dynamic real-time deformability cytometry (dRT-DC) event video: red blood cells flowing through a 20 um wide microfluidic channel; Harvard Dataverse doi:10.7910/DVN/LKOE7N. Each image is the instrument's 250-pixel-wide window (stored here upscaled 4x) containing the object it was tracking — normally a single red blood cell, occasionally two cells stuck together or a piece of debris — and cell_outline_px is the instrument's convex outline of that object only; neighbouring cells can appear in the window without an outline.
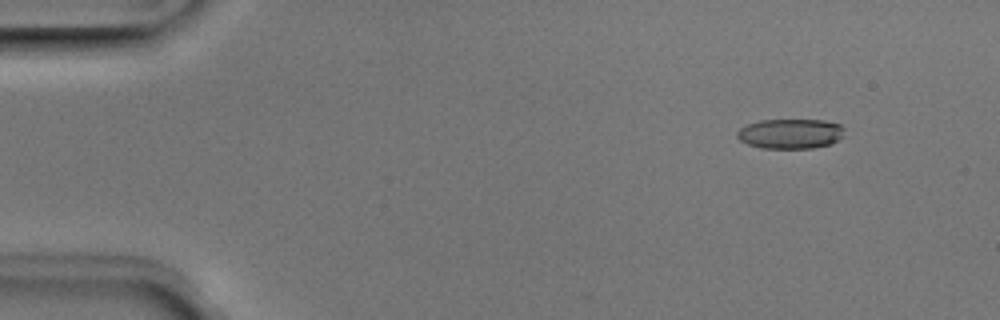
{"species": "Egyptian fruit bat (a non-hibernating species)", "species_latin": "Rousettus aegyptiacus", "temperature_condition": "room temperature", "stored_images_in_passage": 52, "camera_frame_rate_fps": 3000, "um_per_image_px": 0.085, "animal": {"sex": "male"}, "frame": {"image": 1, "passage_image": 6, "time_ms": 1.667, "image_size_px": [1000, 320], "cell_outline_px": [[844, 136], [832, 144], [812, 148], [760, 148], [748, 144], [740, 140], [736, 136], [736, 132], [740, 128], [748, 124], [760, 120], [824, 120], [840, 124], [844, 128]], "centroid_in_image_um": [67.2, 11.36], "position_along_channel_um": 17.8, "area_um2": 18.84}}
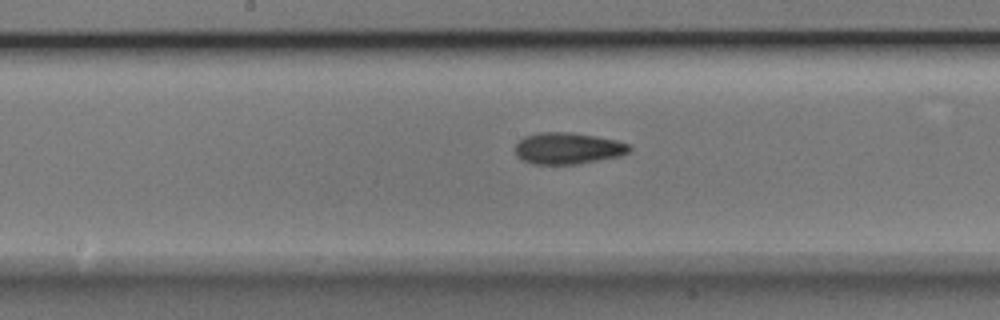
{"frame": {"image": 2, "passage_image": 27, "time_ms": 8.667, "image_size_px": [1000, 320], "cell_outline_px": [[632, 148], [628, 152], [620, 156], [576, 164], [532, 164], [516, 156], [516, 144], [524, 136], [540, 132], [572, 132], [596, 136], [616, 140], [628, 144]], "centroid_in_image_um": [48.26, 12.6], "position_along_channel_um": 199.9, "area_um2": 20.92}}
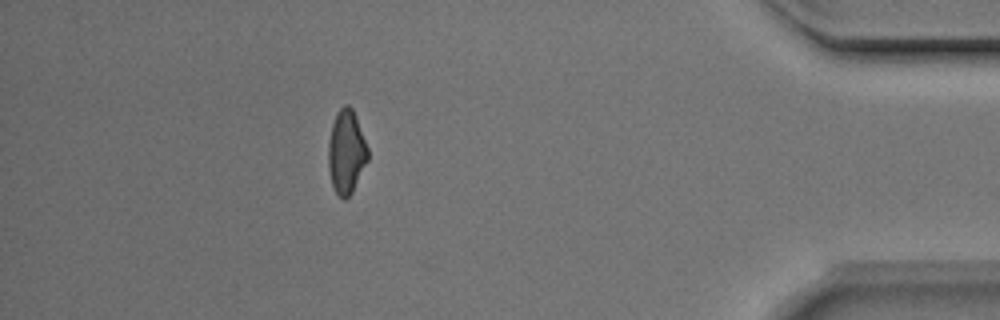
{"frame": {"image": 3, "passage_image": 46, "time_ms": 15.0, "image_size_px": [1000, 320], "cell_outline_px": [[368, 160], [352, 192], [344, 200], [336, 192], [332, 184], [328, 168], [328, 144], [332, 124], [336, 112], [344, 104], [348, 104], [352, 108], [368, 148]], "centroid_in_image_um": [29.43, 12.9], "position_along_channel_um": 405.8, "area_um2": 19.13}, "authors_computed_cell_mechanics": {"area_um2": 19.9121, "velocity_mm_per_s": 3.9969, "shape_relaxation_time_tau1_ms": 5.864, "shape_relaxation_time_tau2_ms": 3.1659, "deformation_change_tau1": 0.1456, "deformation_change_tau2": 0.1062}}